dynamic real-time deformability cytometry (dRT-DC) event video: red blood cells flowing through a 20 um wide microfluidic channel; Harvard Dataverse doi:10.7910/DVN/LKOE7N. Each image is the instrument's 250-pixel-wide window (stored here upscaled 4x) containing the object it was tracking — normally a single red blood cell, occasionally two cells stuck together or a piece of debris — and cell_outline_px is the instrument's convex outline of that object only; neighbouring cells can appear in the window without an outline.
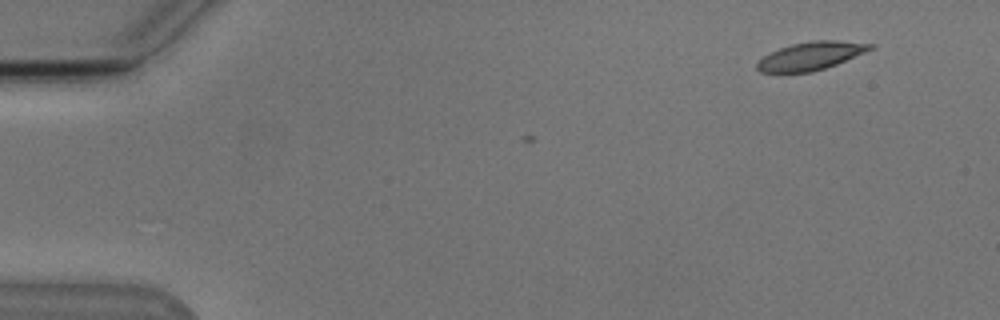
{"species": "Egyptian fruit bat (a non-hibernating species)", "species_latin": "Rousettus aegyptiacus", "temperature_condition": "cold", "stored_images_in_passage": 5, "camera_frame_rate_fps": 3000, "um_per_image_px": 0.085, "animal": {"sex": "male"}, "frame": {"image": 1, "passage_image": 1, "time_ms": 0.0, "image_size_px": [1000, 320], "cell_outline_px": [[876, 48], [836, 64], [812, 72], [780, 76], [760, 72], [756, 68], [756, 64], [764, 56], [780, 48], [792, 44], [812, 40], [836, 40], [876, 44]], "centroid_in_image_um": [68.88, 4.8], "position_along_channel_um": 16.1, "area_um2": 19.19}}